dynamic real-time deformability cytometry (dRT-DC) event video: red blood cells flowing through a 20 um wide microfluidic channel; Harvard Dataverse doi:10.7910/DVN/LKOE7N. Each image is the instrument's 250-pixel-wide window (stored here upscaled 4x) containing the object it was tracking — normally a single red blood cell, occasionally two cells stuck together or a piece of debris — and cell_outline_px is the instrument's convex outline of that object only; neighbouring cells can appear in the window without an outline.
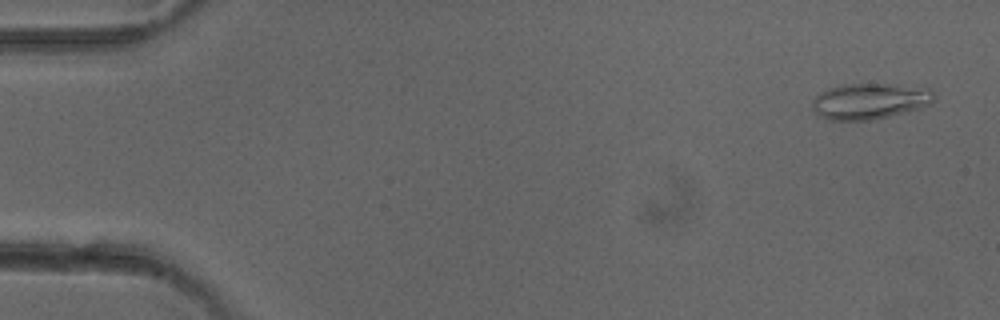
{"species": "common noctule bat (a hibernating species)", "species_latin": "Nyctalus noctula", "temperature_condition": "cold", "stored_images_in_passage": 5, "camera_frame_rate_fps": 3000, "um_per_image_px": 0.085, "animal": {"sex": "female"}, "frame": {"image": 1, "passage_image": 1, "time_ms": 0.0, "image_size_px": [1000, 320], "cell_outline_px": [[936, 100], [924, 108], [872, 120], [828, 120], [820, 116], [812, 108], [812, 100], [820, 92], [828, 88], [840, 84], [888, 84], [932, 88], [936, 96]], "centroid_in_image_um": [73.98, 8.59], "position_along_channel_um": 11.0, "area_um2": 25.95}}